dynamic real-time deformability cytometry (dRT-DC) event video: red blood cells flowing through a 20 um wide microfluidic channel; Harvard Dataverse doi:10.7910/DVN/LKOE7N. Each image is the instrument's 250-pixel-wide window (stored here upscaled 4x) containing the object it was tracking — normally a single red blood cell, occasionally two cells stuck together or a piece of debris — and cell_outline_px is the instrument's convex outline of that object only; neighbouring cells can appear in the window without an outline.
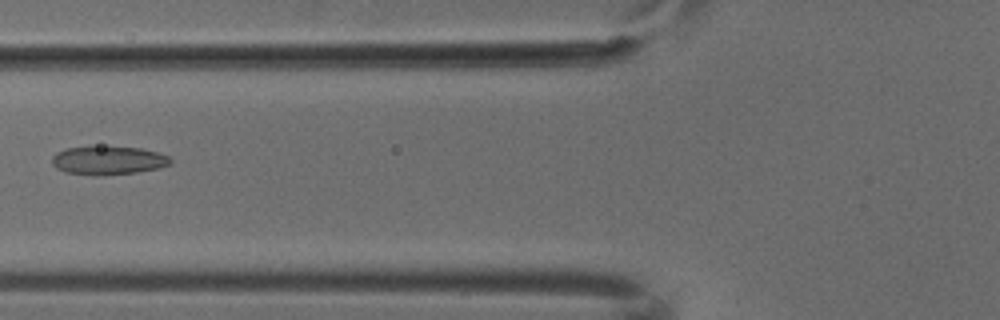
{"species": "common noctule bat (a hibernating species)", "species_latin": "Nyctalus noctula", "temperature_condition": "cold", "stored_images_in_passage": 6, "camera_frame_rate_fps": 3000, "um_per_image_px": 0.085, "animal": {"sex": "male", "body_mass_g": 18.8}, "frame": {"image": 1, "passage_image": 6, "time_ms": 1.667, "image_size_px": [1000, 320], "cell_outline_px": [[172, 164], [156, 168], [136, 172], [100, 176], [92, 176], [64, 172], [56, 168], [52, 164], [52, 156], [56, 152], [64, 148], [140, 148], [156, 152], [168, 156], [172, 160]], "centroid_in_image_um": [9.16, 13.67], "position_along_channel_um": 116.6, "area_um2": 19.36}}